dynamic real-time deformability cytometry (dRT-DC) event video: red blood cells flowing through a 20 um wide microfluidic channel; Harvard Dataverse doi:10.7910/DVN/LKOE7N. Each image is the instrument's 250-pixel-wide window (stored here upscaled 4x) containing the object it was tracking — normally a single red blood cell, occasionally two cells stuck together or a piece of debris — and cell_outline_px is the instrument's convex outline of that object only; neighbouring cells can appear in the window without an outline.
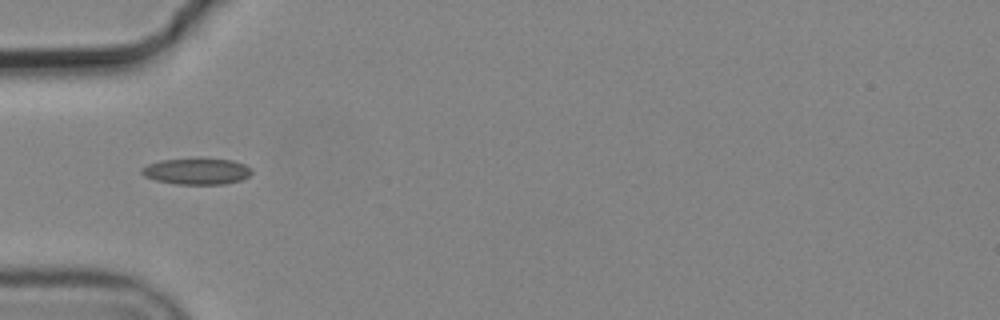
{"species": "common noctule bat (a hibernating species)", "species_latin": "Nyctalus noctula", "temperature_condition": "cold", "stored_images_in_passage": 7, "segment_of_instrument_passage": [2, 2], "camera_frame_rate_fps": 3000, "um_per_image_px": 0.085, "animal": {"sex": "male", "body_mass_g": 19.2, "forearm_length_mm": 51.8}, "frame": {"image": 1, "passage_image": 5, "time_ms": 1.333, "image_size_px": [1000, 320], "cell_outline_px": [[252, 172], [248, 176], [240, 180], [224, 184], [176, 184], [156, 180], [144, 176], [140, 172], [140, 168], [148, 164], [160, 160], [196, 156], [232, 160], [244, 164], [252, 168]], "centroid_in_image_um": [16.7, 14.52], "position_along_channel_um": 68.3, "area_um2": 17.46}}
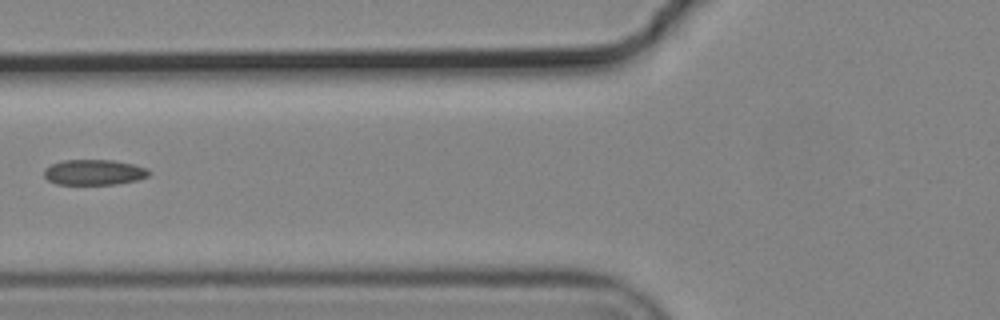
{"frame": {"image": 2, "passage_image": 6, "time_ms": 1.667, "image_size_px": [1000, 320], "cell_outline_px": [[152, 172], [148, 176], [136, 180], [116, 184], [56, 184], [48, 180], [44, 176], [44, 168], [52, 164], [64, 160], [112, 160], [132, 164], [148, 168]], "centroid_in_image_um": [8.0, 14.64], "position_along_channel_um": 117.8, "area_um2": 15.55}}
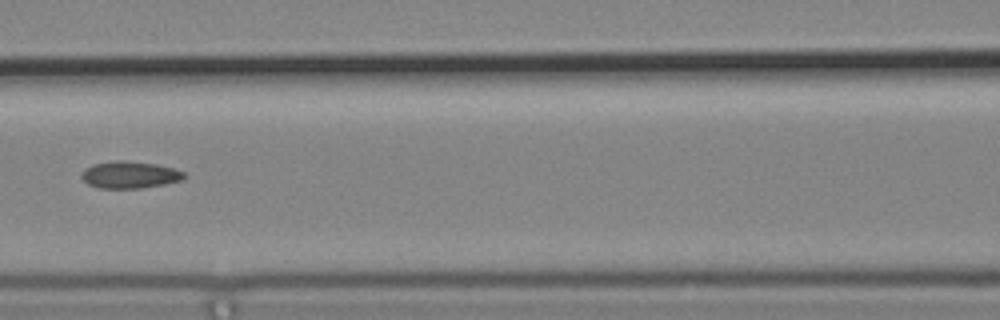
{"frame": {"image": 3, "passage_image": 7, "time_ms": 2.0, "image_size_px": [1000, 320], "cell_outline_px": [[184, 176], [180, 180], [164, 184], [140, 188], [100, 188], [88, 184], [80, 176], [84, 168], [92, 164], [116, 160], [124, 160], [156, 164], [172, 168], [184, 172]], "centroid_in_image_um": [10.97, 14.85], "position_along_channel_um": 155.6, "area_um2": 16.01}}